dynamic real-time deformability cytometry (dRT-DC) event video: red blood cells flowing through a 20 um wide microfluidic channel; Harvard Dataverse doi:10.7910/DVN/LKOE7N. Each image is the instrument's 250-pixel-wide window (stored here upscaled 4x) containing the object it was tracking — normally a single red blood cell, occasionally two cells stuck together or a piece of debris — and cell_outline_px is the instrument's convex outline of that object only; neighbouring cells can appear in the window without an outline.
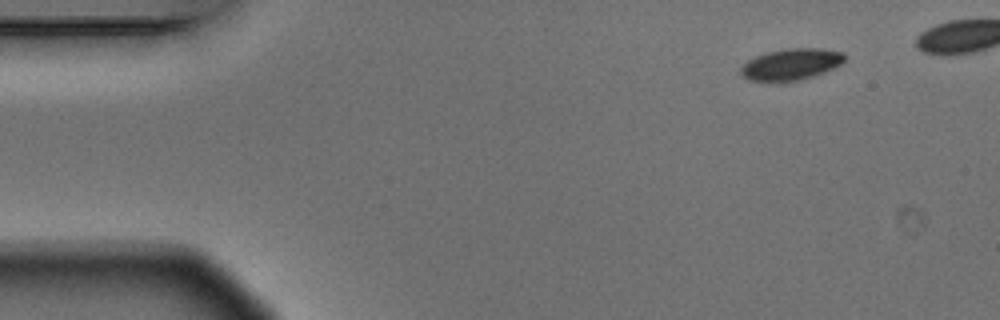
{"species": "Egyptian fruit bat (a non-hibernating species)", "species_latin": "Rousettus aegyptiacus", "temperature_condition": "warm", "stored_images_in_passage": 5, "segment_of_instrument_passage": [2, 2], "camera_frame_rate_fps": 3000, "um_per_image_px": 0.085, "animal": {"sex": "male"}, "frame": {"image": 1, "passage_image": 5, "time_ms": 1.333, "image_size_px": [1000, 320], "cell_outline_px": [[844, 60], [840, 64], [824, 72], [812, 76], [796, 80], [748, 80], [740, 72], [740, 68], [748, 60], [756, 56], [768, 52], [784, 48], [824, 48], [844, 52]], "centroid_in_image_um": [67.26, 5.43], "position_along_channel_um": 17.7, "area_um2": 18.61}}